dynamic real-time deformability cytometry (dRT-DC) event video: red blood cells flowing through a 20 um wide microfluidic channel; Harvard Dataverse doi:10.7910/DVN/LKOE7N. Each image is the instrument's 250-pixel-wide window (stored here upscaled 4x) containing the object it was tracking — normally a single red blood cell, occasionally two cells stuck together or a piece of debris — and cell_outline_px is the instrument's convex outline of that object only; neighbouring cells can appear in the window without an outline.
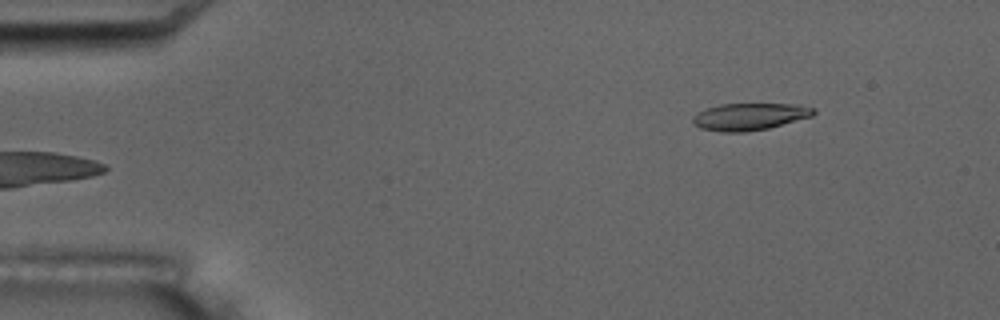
{"species": "common noctule bat (a hibernating species)", "species_latin": "Nyctalus noctula", "temperature_condition": "room temperature", "stored_images_in_passage": 5, "camera_frame_rate_fps": 3000, "um_per_image_px": 0.085, "animal": {"sex": "male", "body_mass_g": 17.5, "forearm_length_mm": 52.3}, "frame": {"image": 1, "passage_image": 5, "time_ms": 5.333, "image_size_px": [1000, 320], "cell_outline_px": [[816, 112], [812, 116], [768, 128], [744, 132], [720, 132], [700, 128], [692, 124], [692, 116], [696, 112], [720, 104], [796, 104], [816, 108]], "centroid_in_image_um": [63.68, 9.91], "position_along_channel_um": 21.3, "area_um2": 19.13}}